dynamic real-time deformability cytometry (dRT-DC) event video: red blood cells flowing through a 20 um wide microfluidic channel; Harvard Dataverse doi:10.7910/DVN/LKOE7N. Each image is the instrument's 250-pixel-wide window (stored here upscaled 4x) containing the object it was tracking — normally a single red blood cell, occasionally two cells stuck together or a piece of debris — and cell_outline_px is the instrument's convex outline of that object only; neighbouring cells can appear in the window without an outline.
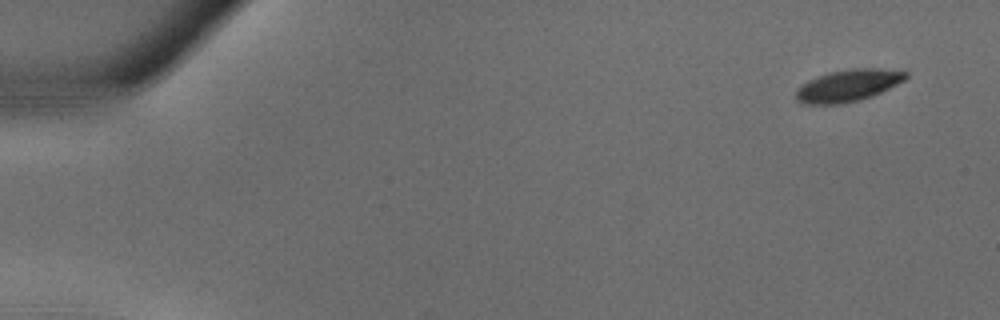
{"species": "common noctule bat (a hibernating species)", "species_latin": "Nyctalus noctula", "temperature_condition": "warm", "stored_images_in_passage": 33, "camera_frame_rate_fps": 3000, "um_per_image_px": 0.085, "animal": {"sex": "male", "body_mass_g": 18.8}, "frame": {"image": 1, "passage_image": 1, "time_ms": 0.0, "image_size_px": [1000, 320], "cell_outline_px": [[908, 76], [904, 80], [872, 96], [860, 100], [840, 104], [800, 104], [796, 100], [796, 88], [808, 80], [828, 72], [852, 68], [880, 68], [908, 72]], "centroid_in_image_um": [72.04, 7.27], "position_along_channel_um": 13.0, "area_um2": 20.52}}
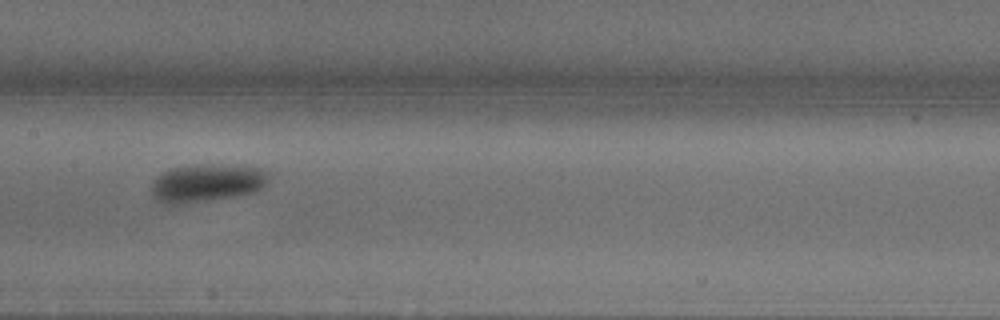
{"frame": {"image": 2, "passage_image": 18, "time_ms": 5.667, "image_size_px": [1000, 320], "cell_outline_px": [[268, 180], [256, 192], [236, 196], [180, 204], [164, 204], [156, 200], [152, 192], [152, 184], [168, 168], [196, 164], [240, 164], [264, 168], [268, 172]], "centroid_in_image_um": [17.63, 15.52], "position_along_channel_um": 189.8, "area_um2": 26.24}}
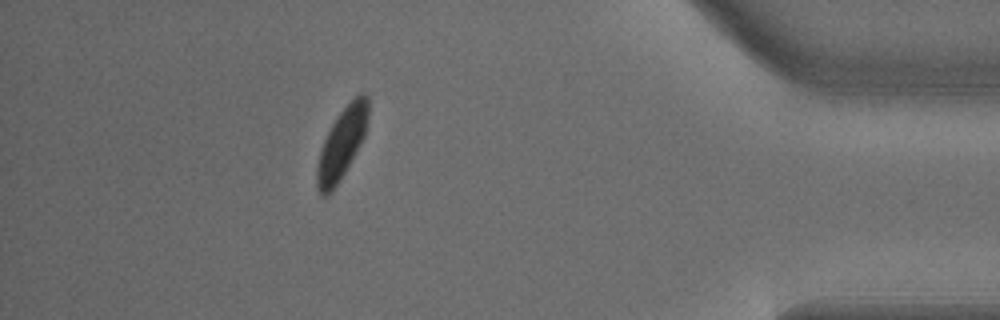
{"frame": {"image": 3, "passage_image": 32, "time_ms": 10.333, "image_size_px": [1000, 320], "cell_outline_px": [[368, 120], [364, 136], [360, 144], [340, 180], [332, 192], [324, 196], [320, 196], [316, 184], [316, 164], [320, 148], [332, 124], [340, 112], [360, 92], [364, 92], [368, 96]], "centroid_in_image_um": [29.03, 12.23], "position_along_channel_um": 406.2, "area_um2": 21.04}}